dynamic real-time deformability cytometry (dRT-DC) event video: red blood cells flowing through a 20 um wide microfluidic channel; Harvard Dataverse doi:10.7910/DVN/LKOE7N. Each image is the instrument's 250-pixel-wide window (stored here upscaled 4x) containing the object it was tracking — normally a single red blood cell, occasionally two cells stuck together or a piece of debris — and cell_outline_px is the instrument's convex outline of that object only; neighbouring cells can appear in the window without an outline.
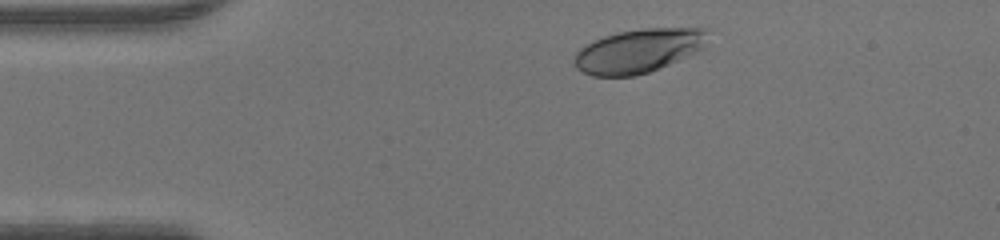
{"species": "human", "species_latin": "Homo sapiens", "temperature_condition": "warm", "stored_images_in_passage": 33, "camera_frame_rate_fps": 3000, "um_per_image_px": 0.085, "donor": {"sex": "male"}, "frame": {"image": 1, "passage_image": 1, "time_ms": 0.0, "image_size_px": [1000, 240], "cell_outline_px": [[708, 28], [704, 48], [688, 56], [660, 68], [636, 76], [592, 76], [576, 68], [572, 56], [584, 44], [592, 40], [604, 36], [620, 32], [644, 28]], "centroid_in_image_um": [54.24, 4.32], "position_along_channel_um": 30.8, "area_um2": 34.28}}
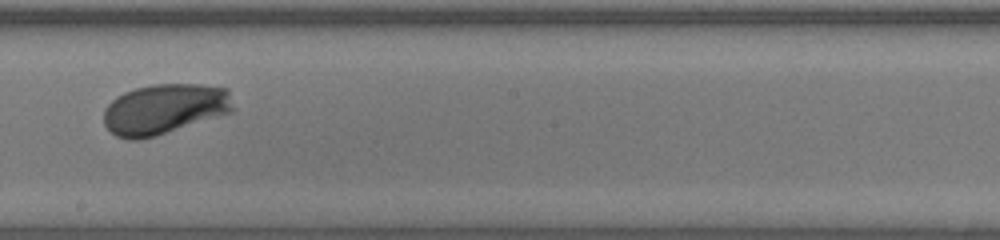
{"frame": {"image": 2, "passage_image": 19, "time_ms": 6.0, "image_size_px": [1000, 240], "cell_outline_px": [[236, 108], [232, 112], [152, 136], [136, 140], [128, 140], [116, 136], [104, 124], [104, 108], [116, 96], [124, 92], [136, 88], [152, 84], [200, 84], [228, 88]], "centroid_in_image_um": [13.99, 9.24], "position_along_channel_um": 234.2, "area_um2": 37.92}}
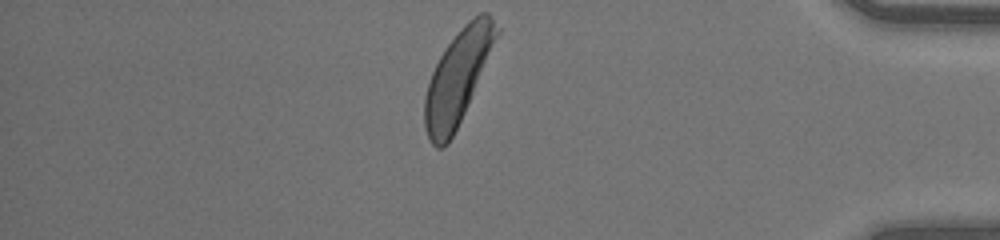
{"frame": {"image": 3, "passage_image": 33, "time_ms": 10.667, "image_size_px": [1000, 240], "cell_outline_px": [[500, 32], [464, 112], [448, 144], [444, 148], [436, 148], [428, 140], [424, 128], [424, 96], [432, 72], [444, 48], [460, 28], [468, 20], [480, 12], [488, 12], [500, 28]], "centroid_in_image_um": [38.88, 6.56], "position_along_channel_um": 396.3, "area_um2": 38.84}}